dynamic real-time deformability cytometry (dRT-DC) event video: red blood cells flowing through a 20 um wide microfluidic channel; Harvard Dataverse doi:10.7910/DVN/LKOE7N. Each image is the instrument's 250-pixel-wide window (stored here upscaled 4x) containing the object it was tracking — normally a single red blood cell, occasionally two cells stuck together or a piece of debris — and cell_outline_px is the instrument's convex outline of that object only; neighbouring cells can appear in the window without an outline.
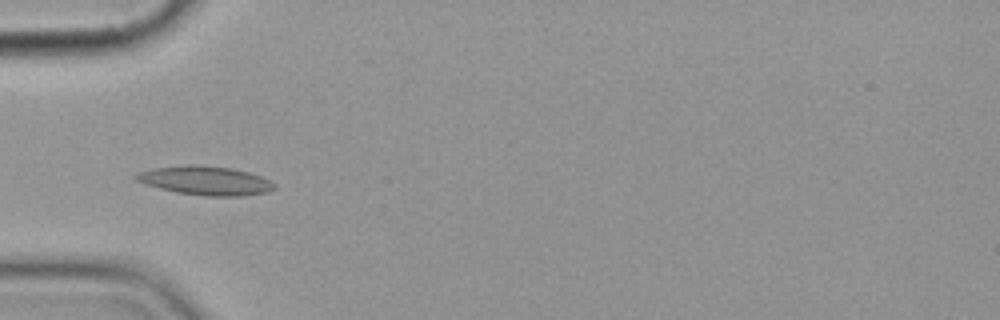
{"species": "common noctule bat (a hibernating species)", "species_latin": "Nyctalus noctula", "temperature_condition": "cold", "stored_images_in_passage": 11, "camera_frame_rate_fps": 3000, "um_per_image_px": 0.085, "animal": {"sex": "female", "body_mass_g": 19.9}, "frame": {"image": 1, "passage_image": 5, "time_ms": 5.667, "image_size_px": [1000, 320], "cell_outline_px": [[276, 188], [268, 192], [244, 196], [204, 196], [176, 192], [144, 184], [136, 180], [132, 176], [140, 172], [152, 168], [184, 164], [196, 164], [232, 168], [248, 172], [260, 176], [276, 184]], "centroid_in_image_um": [17.45, 15.34], "position_along_channel_um": 67.5, "area_um2": 23.52}}
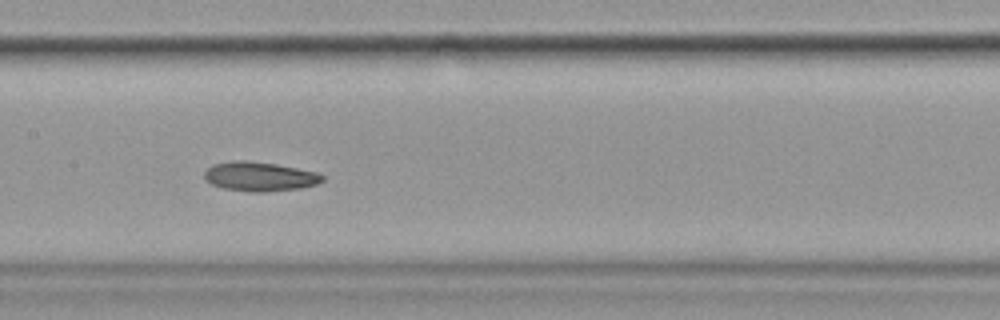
{"frame": {"image": 2, "passage_image": 8, "time_ms": 9.0, "image_size_px": [1000, 320], "cell_outline_px": [[324, 180], [316, 184], [300, 188], [264, 192], [248, 192], [220, 188], [204, 180], [204, 172], [208, 168], [216, 164], [232, 160], [244, 160], [276, 164], [316, 172], [324, 176]], "centroid_in_image_um": [22.04, 15.01], "position_along_channel_um": 185.4, "area_um2": 20.17}}
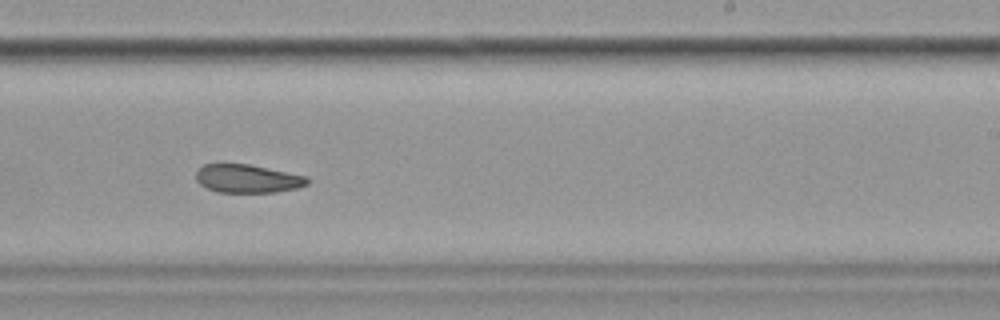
{"frame": {"image": 3, "passage_image": 10, "time_ms": 11.333, "image_size_px": [1000, 320], "cell_outline_px": [[308, 184], [296, 188], [276, 192], [220, 192], [208, 188], [200, 184], [196, 180], [196, 172], [204, 164], [248, 164], [308, 176]], "centroid_in_image_um": [21.05, 15.18], "position_along_channel_um": 267.9, "area_um2": 18.21}}